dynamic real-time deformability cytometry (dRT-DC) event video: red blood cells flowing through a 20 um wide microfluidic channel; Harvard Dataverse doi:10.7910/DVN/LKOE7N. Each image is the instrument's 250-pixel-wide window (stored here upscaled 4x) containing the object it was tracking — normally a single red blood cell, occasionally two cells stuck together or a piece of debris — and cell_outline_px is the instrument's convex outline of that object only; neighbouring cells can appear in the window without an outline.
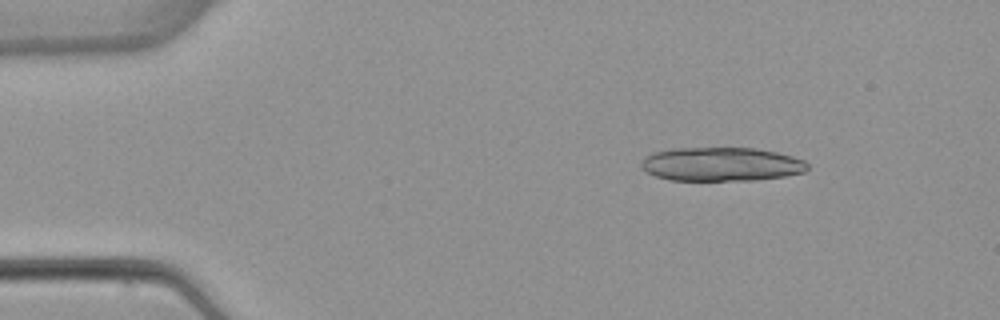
{"species": "common noctule bat (a hibernating species)", "species_latin": "Nyctalus noctula", "temperature_condition": "warm", "stored_images_in_passage": 4, "camera_frame_rate_fps": 3000, "um_per_image_px": 0.085, "animal": {"sex": "female", "body_mass_g": 22.7, "forearm_length_mm": 54.2}, "frame": {"image": 1, "passage_image": 2, "time_ms": 1.333, "image_size_px": [1000, 320], "cell_outline_px": [[808, 168], [804, 172], [784, 176], [756, 180], [668, 180], [656, 176], [640, 168], [640, 160], [644, 156], [652, 152], [676, 148], [756, 148], [776, 152], [792, 156], [804, 160], [808, 164]], "centroid_in_image_um": [61.27, 13.95], "position_along_channel_um": 23.7, "area_um2": 32.95}}